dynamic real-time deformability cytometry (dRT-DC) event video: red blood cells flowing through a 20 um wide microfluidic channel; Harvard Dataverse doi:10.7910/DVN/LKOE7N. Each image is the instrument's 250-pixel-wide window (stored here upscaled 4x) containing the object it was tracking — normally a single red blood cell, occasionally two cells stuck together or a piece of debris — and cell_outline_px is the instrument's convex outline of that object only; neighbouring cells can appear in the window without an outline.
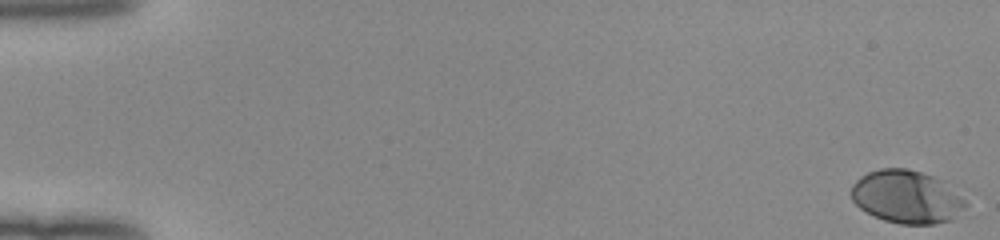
{"species": "human", "species_latin": "Homo sapiens", "temperature_condition": "room temperature", "stored_images_in_passage": 53, "camera_frame_rate_fps": 3000, "um_per_image_px": 0.085, "donor": {"sex": "female"}, "frame": {"image": 1, "passage_image": 1, "time_ms": 0.0, "image_size_px": [1000, 240], "cell_outline_px": [[968, 204], [952, 220], [932, 224], [900, 224], [884, 220], [860, 208], [852, 200], [852, 184], [860, 176], [868, 172], [880, 168], [908, 168], [944, 180]], "centroid_in_image_um": [77.06, 16.72], "position_along_channel_um": 7.9, "area_um2": 35.2}}
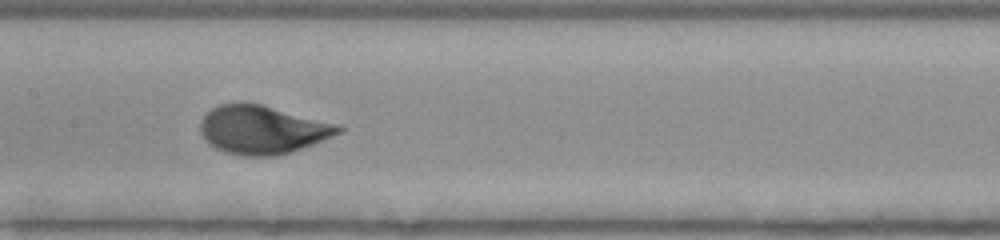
{"frame": {"image": 2, "passage_image": 28, "time_ms": 9.0, "image_size_px": [1000, 240], "cell_outline_px": [[344, 128], [340, 132], [332, 136], [312, 144], [276, 156], [244, 156], [224, 152], [208, 144], [204, 140], [200, 132], [200, 124], [204, 116], [212, 108], [220, 104], [260, 104], [336, 124]], "centroid_in_image_um": [22.25, 11.05], "position_along_channel_um": 185.2, "area_um2": 38.21}}
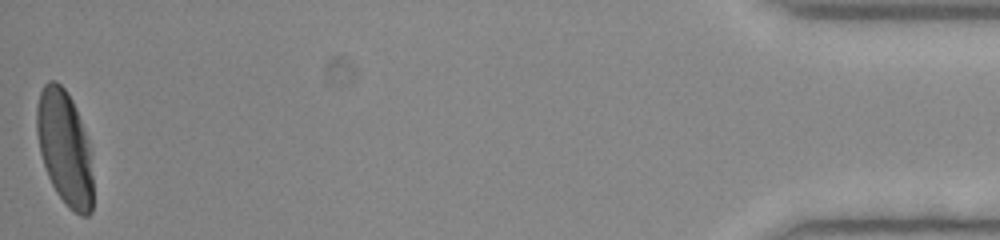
{"frame": {"image": 3, "passage_image": 53, "time_ms": 17.333, "image_size_px": [1000, 240], "cell_outline_px": [[92, 212], [88, 216], [80, 216], [68, 208], [56, 192], [48, 176], [40, 152], [36, 132], [36, 108], [40, 92], [44, 84], [48, 80], [56, 80], [64, 88], [72, 100], [76, 108], [88, 140], [92, 176]], "centroid_in_image_um": [5.49, 12.57], "position_along_channel_um": 429.7, "area_um2": 37.57}, "authors_computed_cell_mechanics": {"area_um2": 36.7608, "velocity_mm_per_s": 3.9713, "shape_relaxation_time_tau1_ms": 2.6205, "shape_relaxation_time_tau2_ms": null, "deformation_change_tau1": 0.1666, "deformation_change_tau2": null}}